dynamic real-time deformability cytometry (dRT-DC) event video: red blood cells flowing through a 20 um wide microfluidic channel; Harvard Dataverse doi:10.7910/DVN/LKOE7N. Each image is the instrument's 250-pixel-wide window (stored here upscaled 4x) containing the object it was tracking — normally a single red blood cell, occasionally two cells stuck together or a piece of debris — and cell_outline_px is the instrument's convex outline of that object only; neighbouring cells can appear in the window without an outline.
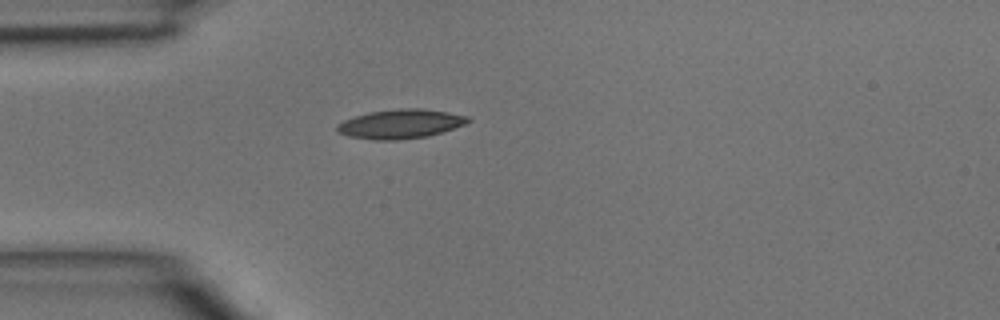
{"species": "common noctule bat (a hibernating species)", "species_latin": "Nyctalus noctula", "temperature_condition": "room temperature", "stored_images_in_passage": 1, "camera_frame_rate_fps": 3000, "um_per_image_px": 0.085, "animal": {"sex": "male", "body_mass_g": 15.6}, "frame": {"image": 1, "passage_image": 1, "time_ms": 0.0, "image_size_px": [1000, 320], "cell_outline_px": [[472, 120], [464, 124], [428, 136], [400, 140], [372, 140], [348, 136], [340, 132], [336, 128], [336, 124], [344, 120], [368, 112], [400, 108], [420, 108], [448, 112], [468, 116]], "centroid_in_image_um": [34.02, 10.53], "position_along_channel_um": 51.0, "area_um2": 22.2}}